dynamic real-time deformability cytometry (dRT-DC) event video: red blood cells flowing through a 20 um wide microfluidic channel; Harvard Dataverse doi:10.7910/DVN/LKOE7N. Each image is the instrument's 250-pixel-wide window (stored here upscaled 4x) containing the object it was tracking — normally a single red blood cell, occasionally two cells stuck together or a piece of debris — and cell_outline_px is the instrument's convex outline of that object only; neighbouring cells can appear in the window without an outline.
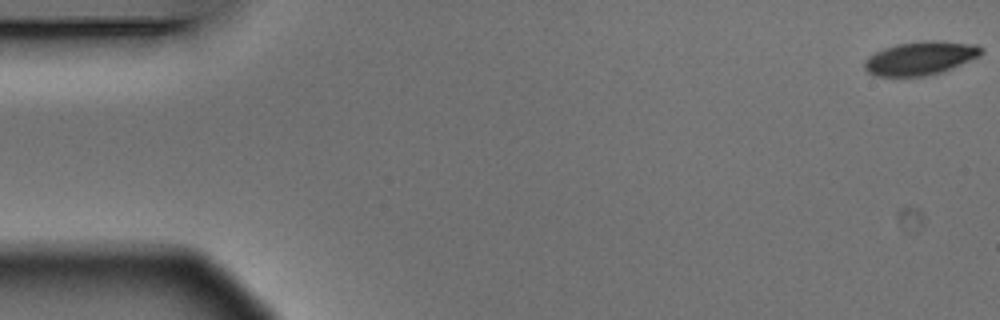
{"species": "Egyptian fruit bat (a non-hibernating species)", "species_latin": "Rousettus aegyptiacus", "temperature_condition": "warm", "stored_images_in_passage": 5, "camera_frame_rate_fps": 3000, "um_per_image_px": 0.085, "animal": {"sex": "male"}, "frame": {"image": 1, "passage_image": 1, "time_ms": 0.0, "image_size_px": [1000, 320], "cell_outline_px": [[984, 52], [980, 56], [944, 72], [924, 76], [872, 76], [864, 68], [864, 60], [868, 56], [884, 48], [896, 44], [924, 40], [936, 40], [976, 44], [984, 48]], "centroid_in_image_um": [78.26, 4.94], "position_along_channel_um": 6.7, "area_um2": 23.18}}
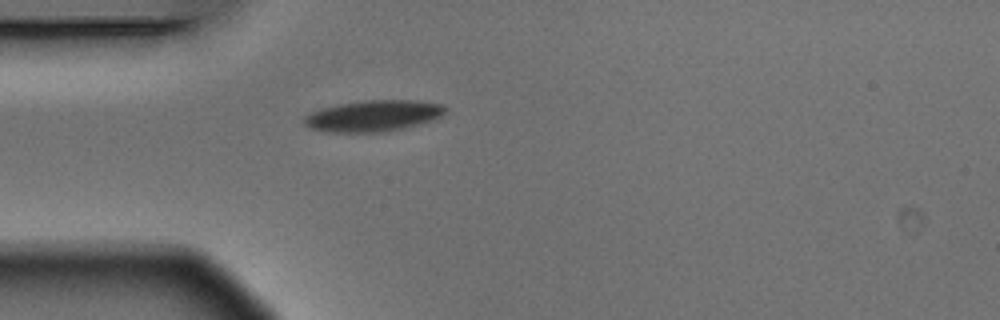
{"frame": {"image": 2, "passage_image": 5, "time_ms": 1.333, "image_size_px": [1000, 320], "cell_outline_px": [[448, 108], [436, 120], [400, 128], [380, 132], [328, 132], [312, 128], [304, 124], [304, 116], [320, 108], [340, 104], [364, 100], [416, 100], [440, 104]], "centroid_in_image_um": [31.73, 9.84], "position_along_channel_um": 53.3, "area_um2": 25.49}}